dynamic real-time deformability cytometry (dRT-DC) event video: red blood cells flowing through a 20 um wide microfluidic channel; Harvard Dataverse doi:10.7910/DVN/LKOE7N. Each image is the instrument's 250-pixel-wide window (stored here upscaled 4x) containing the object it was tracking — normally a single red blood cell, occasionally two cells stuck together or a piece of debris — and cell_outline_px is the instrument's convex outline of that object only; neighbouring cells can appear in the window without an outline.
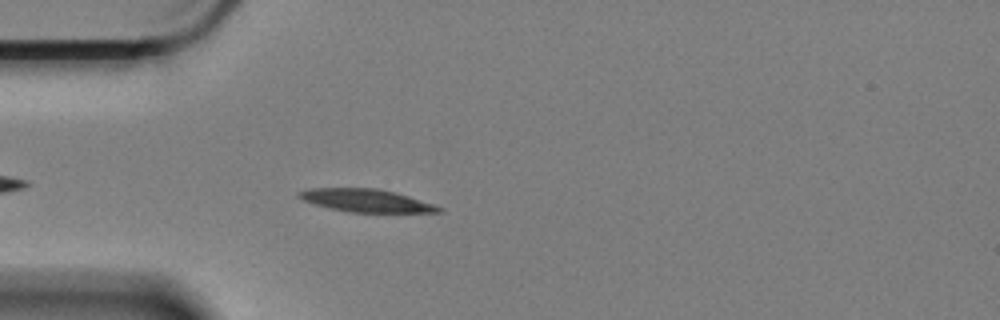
{"species": "Egyptian fruit bat (a non-hibernating species)", "species_latin": "Rousettus aegyptiacus", "temperature_condition": "cold", "stored_images_in_passage": 48, "camera_frame_rate_fps": 3000, "um_per_image_px": 0.085, "animal": {"sex": "female"}, "frame": {"image": 1, "passage_image": 5, "time_ms": 1.333, "image_size_px": [1000, 320], "cell_outline_px": [[444, 212], [348, 212], [328, 208], [304, 200], [296, 196], [296, 192], [308, 188], [376, 188], [408, 196], [444, 208]], "centroid_in_image_um": [31.07, 17.04], "position_along_channel_um": 53.9, "area_um2": 18.44}}
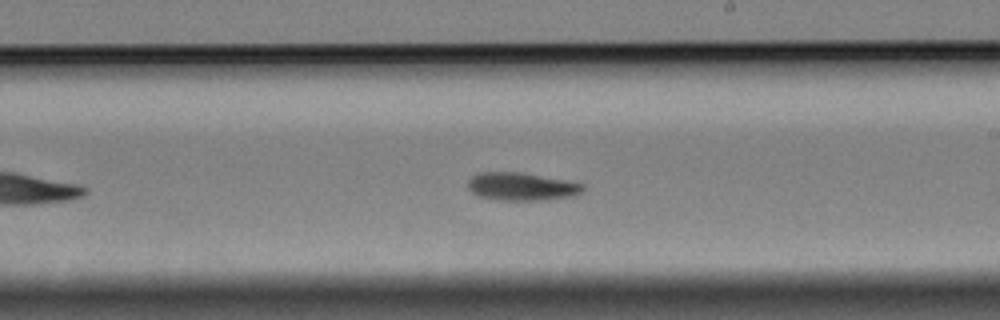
{"frame": {"image": 2, "passage_image": 23, "time_ms": 7.333, "image_size_px": [1000, 320], "cell_outline_px": [[584, 188], [576, 196], [536, 200], [496, 200], [480, 196], [472, 192], [468, 188], [468, 180], [476, 172], [520, 172], [564, 180], [584, 184]], "centroid_in_image_um": [44.3, 15.85], "position_along_channel_um": 244.7, "area_um2": 18.61}}
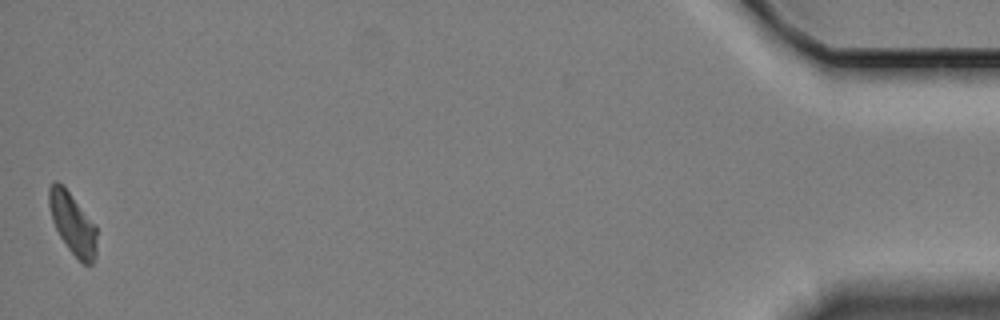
{"frame": {"image": 3, "passage_image": 48, "time_ms": 15.667, "image_size_px": [1000, 320], "cell_outline_px": [[96, 256], [92, 264], [84, 264], [68, 248], [60, 236], [52, 220], [48, 204], [48, 188], [52, 180], [56, 180], [64, 184], [96, 224]], "centroid_in_image_um": [6.16, 18.92], "position_along_channel_um": 429.0, "area_um2": 17.46}, "authors_computed_cell_mechanics": {"area_um2": 18.1492, "velocity_mm_per_s": 3.2988, "shape_relaxation_time_tau1_ms": null, "shape_relaxation_time_tau2_ms": 4.9556, "deformation_change_tau1": null, "deformation_change_tau2": 0.0991}}